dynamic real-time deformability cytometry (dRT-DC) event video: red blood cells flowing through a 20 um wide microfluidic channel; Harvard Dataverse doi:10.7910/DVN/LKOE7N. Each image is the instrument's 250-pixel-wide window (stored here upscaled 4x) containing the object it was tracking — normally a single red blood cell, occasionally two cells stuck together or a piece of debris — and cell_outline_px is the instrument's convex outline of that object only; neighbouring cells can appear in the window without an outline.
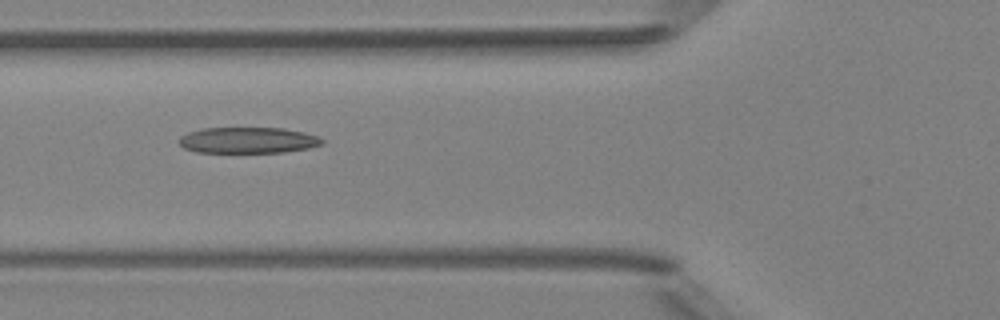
{"species": "Egyptian fruit bat (a non-hibernating species)", "species_latin": "Rousettus aegyptiacus", "temperature_condition": "room temperature", "stored_images_in_passage": 7, "camera_frame_rate_fps": 3000, "um_per_image_px": 0.085, "animal": {"sex": "female"}, "frame": {"image": 1, "passage_image": 4, "time_ms": 3.333, "image_size_px": [1000, 320], "cell_outline_px": [[324, 144], [308, 148], [284, 152], [196, 152], [184, 148], [176, 140], [180, 136], [188, 132], [200, 128], [284, 128], [304, 132], [320, 136], [324, 140]], "centroid_in_image_um": [21.08, 11.91], "position_along_channel_um": 104.7, "area_um2": 21.91}}
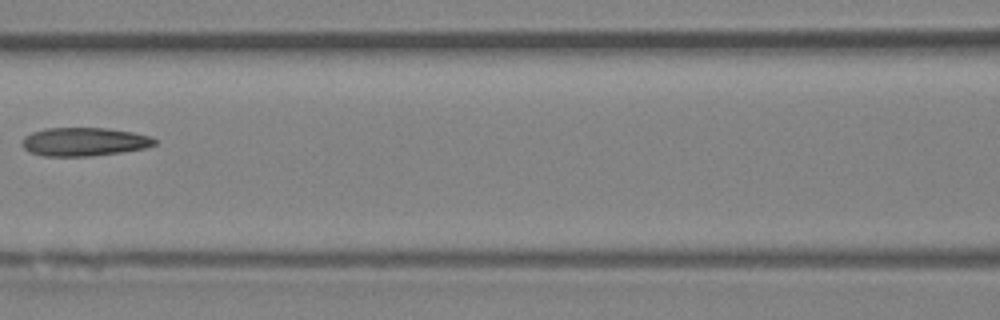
{"frame": {"image": 2, "passage_image": 5, "time_ms": 4.667, "image_size_px": [1000, 320], "cell_outline_px": [[156, 144], [144, 148], [120, 152], [88, 156], [44, 156], [32, 152], [24, 148], [24, 136], [32, 132], [44, 128], [104, 128], [132, 132], [152, 136], [156, 140]], "centroid_in_image_um": [7.17, 12.04], "position_along_channel_um": 159.4, "area_um2": 21.73}}
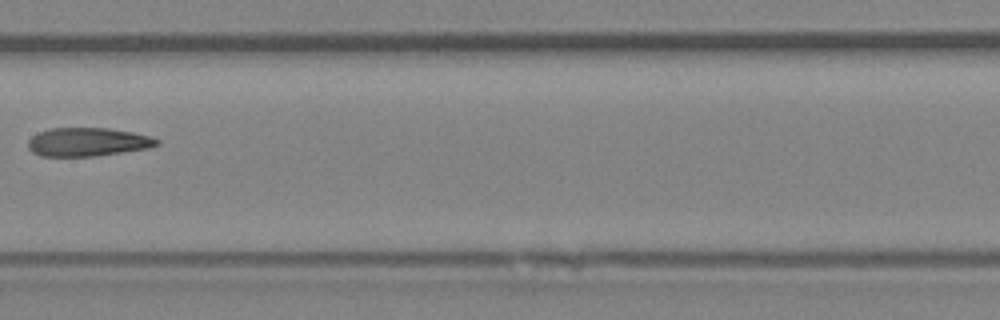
{"frame": {"image": 3, "passage_image": 6, "time_ms": 5.667, "image_size_px": [1000, 320], "cell_outline_px": [[160, 144], [148, 148], [96, 156], [40, 156], [32, 152], [28, 148], [28, 140], [32, 136], [40, 132], [52, 128], [108, 128], [132, 132], [148, 136], [160, 140]], "centroid_in_image_um": [7.44, 12.07], "position_along_channel_um": 200.0, "area_um2": 21.33}}